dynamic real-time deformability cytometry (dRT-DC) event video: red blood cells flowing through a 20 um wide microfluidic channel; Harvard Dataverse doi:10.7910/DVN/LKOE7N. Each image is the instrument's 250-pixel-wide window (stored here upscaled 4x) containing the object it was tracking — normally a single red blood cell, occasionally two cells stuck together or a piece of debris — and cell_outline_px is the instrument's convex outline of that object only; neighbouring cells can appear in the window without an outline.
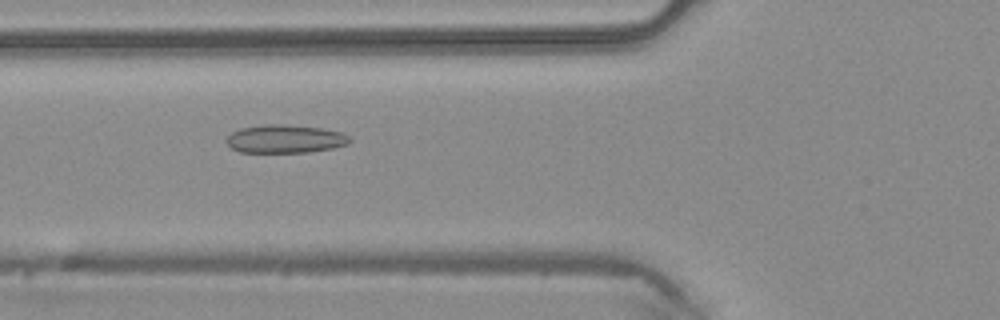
{"species": "common noctule bat (a hibernating species)", "species_latin": "Nyctalus noctula", "temperature_condition": "warm", "stored_images_in_passage": 35, "camera_frame_rate_fps": 3000, "um_per_image_px": 0.085, "animal": {"sex": "male", "body_mass_g": 20.4}, "frame": {"image": 1, "passage_image": 5, "time_ms": 1.333, "image_size_px": [1000, 320], "cell_outline_px": [[352, 140], [348, 144], [332, 148], [308, 152], [240, 152], [232, 148], [224, 140], [232, 132], [240, 128], [264, 124], [280, 124], [324, 128], [344, 132]], "centroid_in_image_um": [24.25, 11.8], "position_along_channel_um": 101.6, "area_um2": 20.4}}
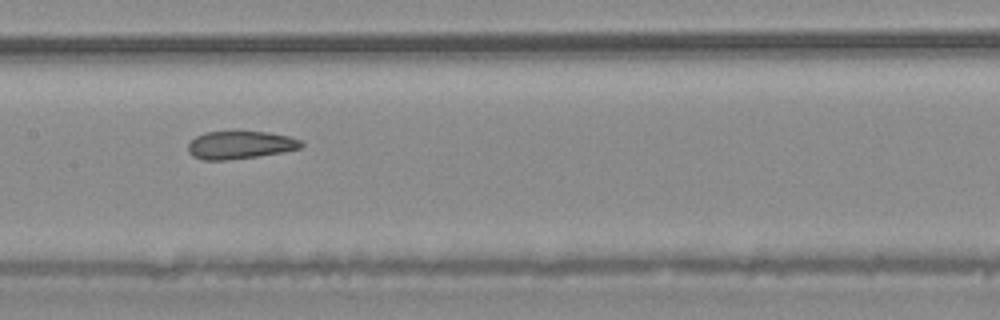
{"frame": {"image": 2, "passage_image": 11, "time_ms": 3.333, "image_size_px": [1000, 320], "cell_outline_px": [[304, 144], [300, 148], [284, 152], [228, 160], [204, 160], [192, 156], [188, 152], [188, 144], [196, 136], [204, 132], [232, 128], [268, 132], [288, 136], [300, 140]], "centroid_in_image_um": [20.37, 12.27], "position_along_channel_um": 187.0, "area_um2": 19.19}}
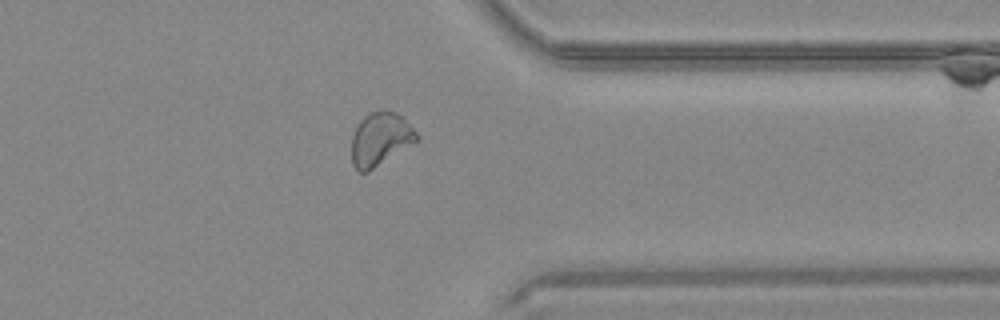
{"frame": {"image": 3, "passage_image": 25, "time_ms": 8.0, "image_size_px": [1000, 320], "cell_outline_px": [[420, 140], [368, 172], [360, 172], [352, 164], [352, 136], [360, 120], [364, 116], [372, 112], [384, 108], [396, 112], [420, 136]], "centroid_in_image_um": [32.34, 11.82], "position_along_channel_um": 379.1, "area_um2": 20.29}, "authors_computed_cell_mechanics": {"area_um2": 19.7098, "velocity_mm_per_s": 4.2444, "shape_relaxation_time_tau1_ms": null, "shape_relaxation_time_tau2_ms": 1.8085, "deformation_change_tau1": null, "deformation_change_tau2": 0.0867}}